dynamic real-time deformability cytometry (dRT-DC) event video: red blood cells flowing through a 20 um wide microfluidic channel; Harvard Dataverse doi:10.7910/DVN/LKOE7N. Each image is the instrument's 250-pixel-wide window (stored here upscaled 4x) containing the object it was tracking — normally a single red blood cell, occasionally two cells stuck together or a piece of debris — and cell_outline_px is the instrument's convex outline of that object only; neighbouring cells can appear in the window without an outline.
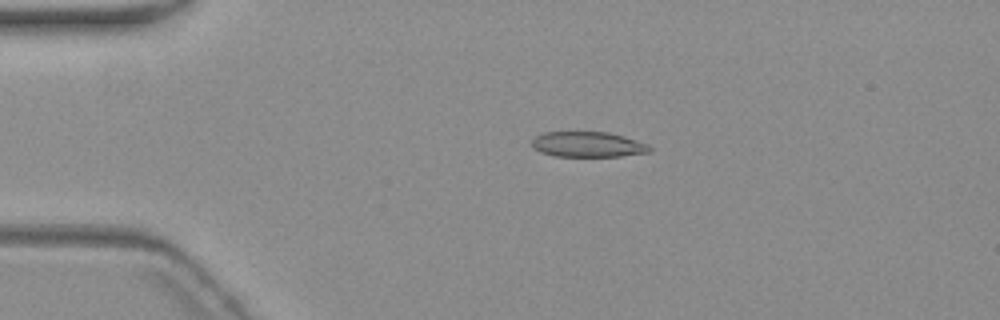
{"species": "common noctule bat (a hibernating species)", "species_latin": "Nyctalus noctula", "temperature_condition": "warm", "stored_images_in_passage": 5, "camera_frame_rate_fps": 3000, "um_per_image_px": 0.085, "animal": {"sex": "female", "body_mass_g": 19.3, "forearm_length_mm": 54.1}, "frame": {"image": 1, "passage_image": 3, "time_ms": 2.333, "image_size_px": [1000, 320], "cell_outline_px": [[652, 152], [620, 156], [552, 156], [540, 152], [532, 148], [532, 140], [536, 136], [544, 132], [608, 132], [624, 136], [648, 144], [652, 148]], "centroid_in_image_um": [49.97, 12.28], "position_along_channel_um": 35.0, "area_um2": 17.51}}